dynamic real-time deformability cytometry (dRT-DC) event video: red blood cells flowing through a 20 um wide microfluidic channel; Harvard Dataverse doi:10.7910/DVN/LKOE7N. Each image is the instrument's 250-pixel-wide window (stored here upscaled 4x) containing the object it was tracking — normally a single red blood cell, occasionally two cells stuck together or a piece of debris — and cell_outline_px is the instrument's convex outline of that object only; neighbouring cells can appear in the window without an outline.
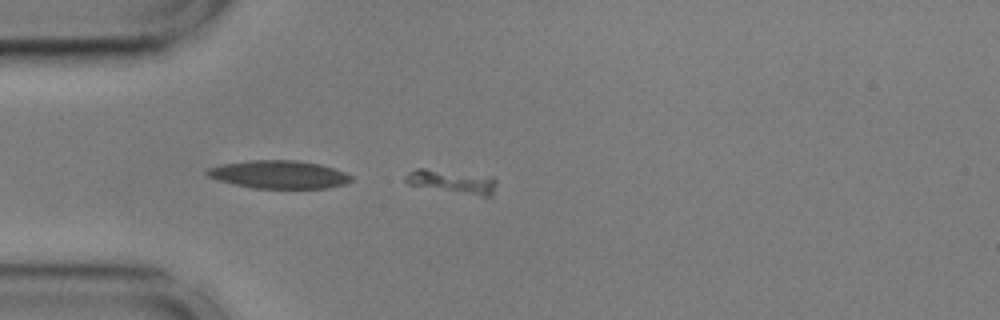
{"species": "common noctule bat (a hibernating species)", "species_latin": "Nyctalus noctula", "temperature_condition": "cold", "stored_images_in_passage": 42, "camera_frame_rate_fps": 3000, "um_per_image_px": 0.085, "animal": {"sex": "male", "body_mass_g": 17.9, "forearm_length_mm": 54.2}, "frame": {"image": 1, "passage_image": 1, "time_ms": 0.0, "image_size_px": [1000, 320], "cell_outline_px": [[496, 184], [492, 196], [484, 196], [408, 184], [404, 180], [404, 176], [408, 172], [416, 168], [424, 168], [496, 180]], "centroid_in_image_um": [38.31, 15.45], "position_along_channel_um": 46.7, "area_um2": 11.33}}
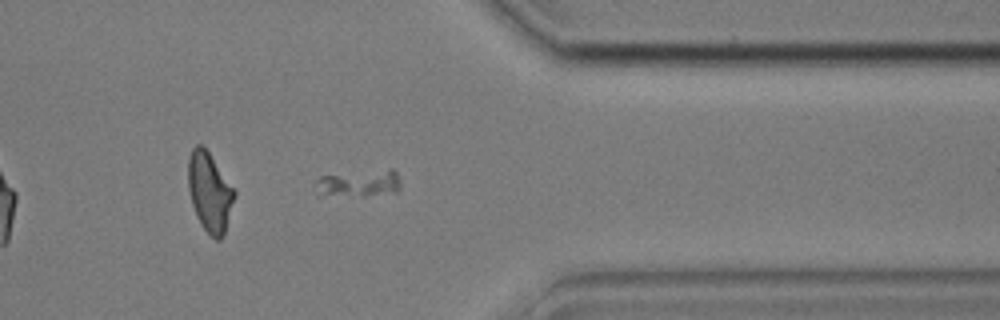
{"frame": {"image": 2, "passage_image": 31, "time_ms": 10.0, "image_size_px": [1000, 320], "cell_outline_px": [[400, 188], [396, 192], [364, 196], [316, 196], [312, 184], [320, 176], [392, 168], [396, 172], [400, 180]], "centroid_in_image_um": [30.43, 15.61], "position_along_channel_um": 381.0, "area_um2": 13.93}}
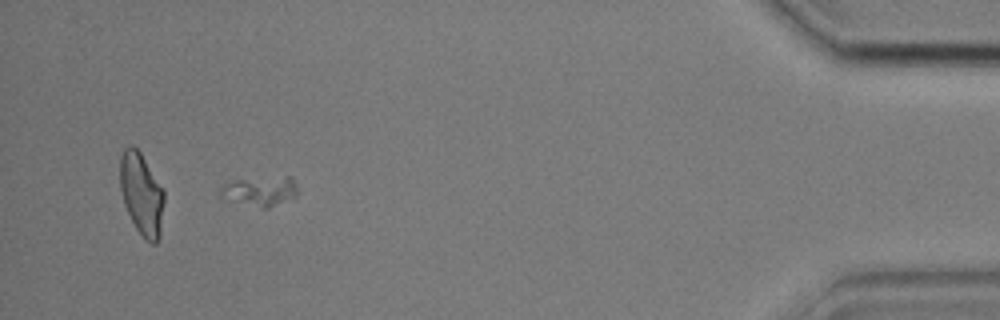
{"frame": {"image": 3, "passage_image": 38, "time_ms": 12.333, "image_size_px": [1000, 320], "cell_outline_px": [[296, 196], [268, 208], [264, 208], [216, 196], [220, 188], [224, 184], [236, 180], [284, 176], [292, 176], [296, 184]], "centroid_in_image_um": [22.1, 16.23], "position_along_channel_um": 413.1, "area_um2": 13.12}}